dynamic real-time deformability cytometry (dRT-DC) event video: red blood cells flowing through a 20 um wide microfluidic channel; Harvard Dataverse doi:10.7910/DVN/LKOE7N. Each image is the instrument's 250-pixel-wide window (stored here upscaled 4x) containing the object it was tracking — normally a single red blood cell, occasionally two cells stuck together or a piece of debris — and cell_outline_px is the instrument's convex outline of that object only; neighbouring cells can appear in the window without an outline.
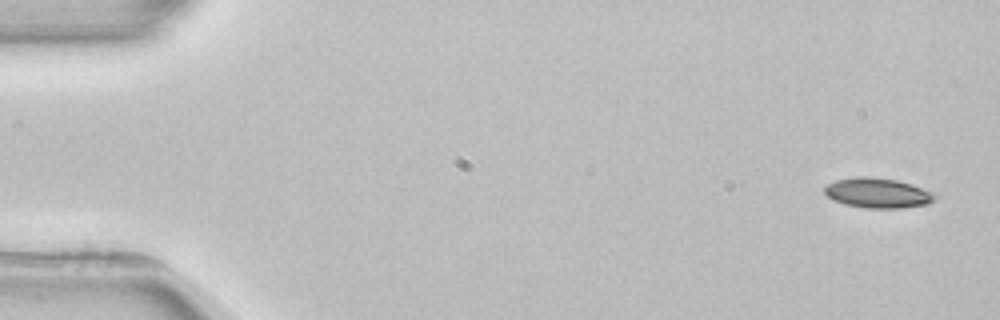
{"species": "common noctule bat (a hibernating species)", "species_latin": "Nyctalus noctula", "temperature_condition": "room temperature", "stored_images_in_passage": 4, "camera_frame_rate_fps": 3000, "um_per_image_px": 0.085, "animal": {"sex": "female", "body_mass_g": 22.7, "forearm_length_mm": 54.2}, "frame": {"image": 1, "passage_image": 1, "time_ms": 0.0, "image_size_px": [1000, 320], "cell_outline_px": [[936, 196], [928, 204], [900, 208], [864, 208], [844, 204], [832, 200], [824, 192], [824, 188], [828, 184], [836, 180], [860, 176], [868, 176], [896, 180], [912, 184]], "centroid_in_image_um": [74.54, 16.41], "position_along_channel_um": 10.5, "area_um2": 19.02}}
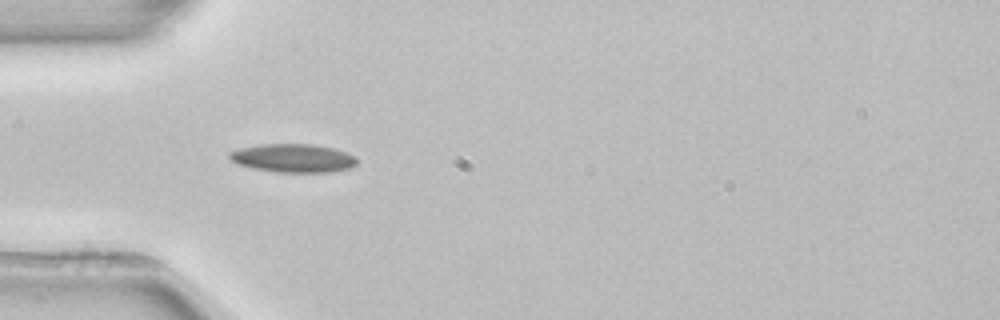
{"frame": {"image": 2, "passage_image": 4, "time_ms": 4.667, "image_size_px": [1000, 320], "cell_outline_px": [[356, 164], [352, 168], [332, 172], [276, 172], [252, 168], [240, 164], [232, 160], [228, 156], [228, 152], [240, 148], [260, 144], [312, 144], [332, 148], [356, 156]], "centroid_in_image_um": [24.92, 13.44], "position_along_channel_um": 60.1, "area_um2": 21.1}}